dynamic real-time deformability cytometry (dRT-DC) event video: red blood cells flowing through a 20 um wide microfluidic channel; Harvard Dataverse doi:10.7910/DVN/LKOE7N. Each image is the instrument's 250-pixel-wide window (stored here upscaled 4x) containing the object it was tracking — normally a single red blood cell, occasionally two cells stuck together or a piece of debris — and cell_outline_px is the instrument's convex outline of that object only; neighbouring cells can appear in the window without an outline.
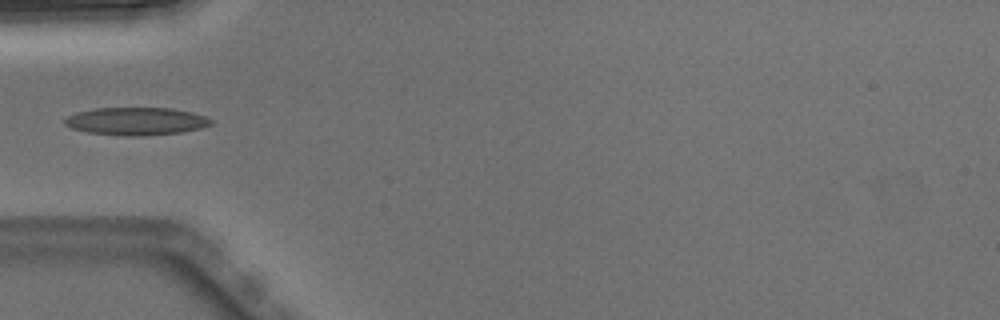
{"species": "Egyptian fruit bat (a non-hibernating species)", "species_latin": "Rousettus aegyptiacus", "temperature_condition": "warm", "stored_images_in_passage": 2, "camera_frame_rate_fps": 3000, "um_per_image_px": 0.085, "animal": {"sex": "male"}, "frame": {"image": 1, "passage_image": 1, "time_ms": 0.0, "image_size_px": [1000, 320], "cell_outline_px": [[212, 124], [200, 128], [180, 132], [144, 136], [124, 136], [88, 132], [72, 128], [64, 124], [64, 120], [68, 116], [76, 112], [96, 108], [172, 108], [192, 112], [204, 116], [212, 120]], "centroid_in_image_um": [11.57, 10.3], "position_along_channel_um": 73.4, "area_um2": 23.58}}